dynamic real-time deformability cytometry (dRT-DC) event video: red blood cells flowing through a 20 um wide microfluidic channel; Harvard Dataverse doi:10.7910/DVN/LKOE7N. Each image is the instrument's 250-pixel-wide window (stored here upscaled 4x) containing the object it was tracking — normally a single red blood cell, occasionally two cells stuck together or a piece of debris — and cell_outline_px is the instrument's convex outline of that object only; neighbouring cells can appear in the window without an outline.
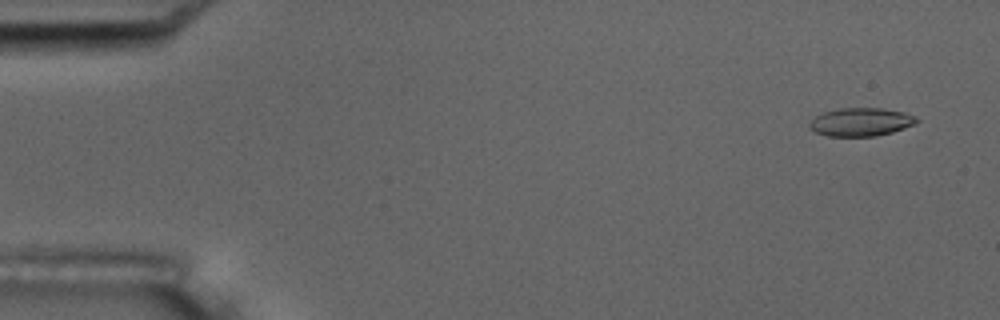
{"species": "common noctule bat (a hibernating species)", "species_latin": "Nyctalus noctula", "temperature_condition": "room temperature", "stored_images_in_passage": 5, "camera_frame_rate_fps": 3000, "um_per_image_px": 0.085, "animal": {"sex": "male", "body_mass_g": 17.5, "forearm_length_mm": 52.3}, "frame": {"image": 1, "passage_image": 1, "time_ms": 0.0, "image_size_px": [1000, 320], "cell_outline_px": [[920, 120], [916, 124], [892, 132], [876, 136], [828, 136], [816, 132], [808, 128], [808, 124], [816, 116], [824, 112], [840, 108], [884, 108], [904, 112]], "centroid_in_image_um": [73.17, 10.37], "position_along_channel_um": 11.8, "area_um2": 17.63}}